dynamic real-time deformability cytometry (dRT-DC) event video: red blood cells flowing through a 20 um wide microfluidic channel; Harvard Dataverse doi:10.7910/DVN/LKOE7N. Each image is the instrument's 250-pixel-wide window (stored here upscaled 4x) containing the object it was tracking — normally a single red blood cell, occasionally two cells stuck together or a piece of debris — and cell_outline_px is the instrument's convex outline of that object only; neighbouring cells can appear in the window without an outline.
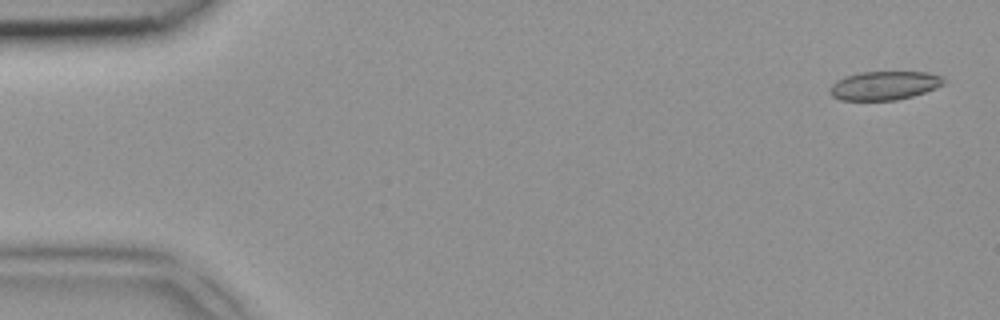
{"species": "common noctule bat (a hibernating species)", "species_latin": "Nyctalus noctula", "temperature_condition": "room temperature", "stored_images_in_passage": 5, "camera_frame_rate_fps": 3000, "um_per_image_px": 0.085, "animal": {"sex": "female", "body_mass_g": 18.4}, "frame": {"image": 1, "passage_image": 1, "time_ms": 0.0, "image_size_px": [1000, 320], "cell_outline_px": [[944, 84], [936, 88], [912, 96], [896, 100], [840, 100], [832, 96], [828, 92], [828, 88], [836, 80], [844, 76], [860, 72], [924, 72], [944, 76]], "centroid_in_image_um": [75.13, 7.27], "position_along_channel_um": 9.9, "area_um2": 19.19}}
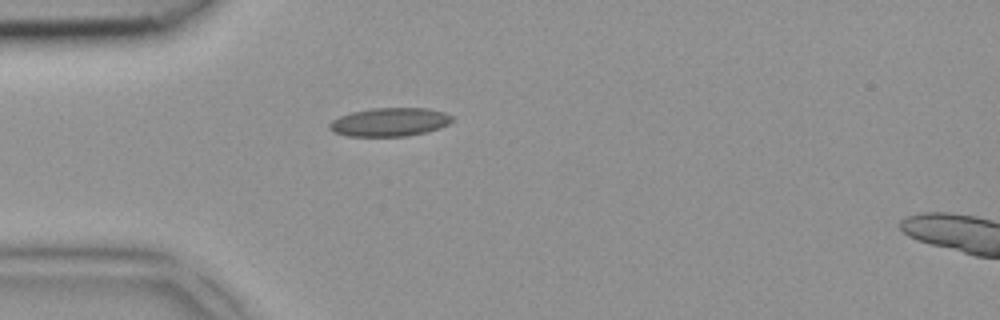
{"frame": {"image": 2, "passage_image": 4, "time_ms": 1.0, "image_size_px": [1000, 320], "cell_outline_px": [[452, 120], [448, 124], [440, 128], [428, 132], [408, 136], [344, 136], [332, 132], [328, 128], [328, 124], [332, 120], [340, 116], [352, 112], [372, 108], [428, 108], [444, 112], [452, 116]], "centroid_in_image_um": [33.1, 10.38], "position_along_channel_um": 51.9, "area_um2": 20.58}}